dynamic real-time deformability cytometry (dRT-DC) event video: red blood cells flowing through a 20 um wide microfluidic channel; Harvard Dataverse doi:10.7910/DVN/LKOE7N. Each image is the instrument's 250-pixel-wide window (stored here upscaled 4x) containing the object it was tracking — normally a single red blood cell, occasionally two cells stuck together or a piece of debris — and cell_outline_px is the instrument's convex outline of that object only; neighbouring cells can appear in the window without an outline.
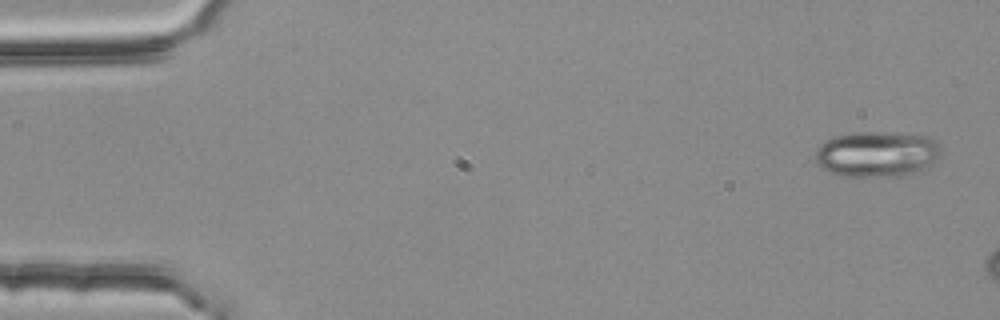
{"species": "common noctule bat (a hibernating species)", "species_latin": "Nyctalus noctula", "temperature_condition": "room temperature", "stored_images_in_passage": 3, "camera_frame_rate_fps": 3000, "um_per_image_px": 0.085, "animal": {"sex": "female", "body_mass_g": 25.1}, "frame": {"image": 1, "passage_image": 1, "time_ms": 0.0, "image_size_px": [1000, 320], "cell_outline_px": [[940, 156], [928, 168], [904, 176], [840, 176], [828, 172], [820, 168], [816, 160], [816, 148], [824, 140], [836, 136], [852, 132], [872, 132], [928, 136], [936, 140], [940, 148]], "centroid_in_image_um": [74.53, 13.11], "position_along_channel_um": 10.5, "area_um2": 33.7}}